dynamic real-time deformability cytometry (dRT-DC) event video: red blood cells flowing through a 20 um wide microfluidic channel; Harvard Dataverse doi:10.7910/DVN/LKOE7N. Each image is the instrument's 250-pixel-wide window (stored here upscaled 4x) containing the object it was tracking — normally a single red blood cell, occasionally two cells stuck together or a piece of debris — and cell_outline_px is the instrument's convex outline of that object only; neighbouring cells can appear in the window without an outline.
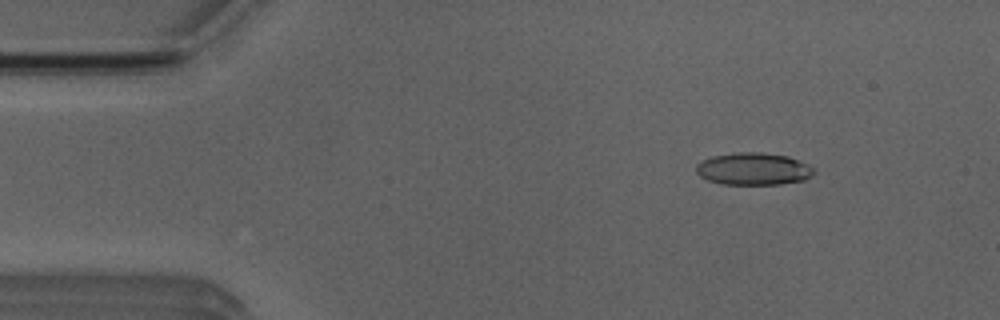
{"species": "Egyptian fruit bat (a non-hibernating species)", "species_latin": "Rousettus aegyptiacus", "temperature_condition": "room temperature", "stored_images_in_passage": 3, "camera_frame_rate_fps": 3000, "um_per_image_px": 0.085, "animal": {"sex": "male"}, "frame": {"image": 1, "passage_image": 1, "time_ms": 0.0, "image_size_px": [1000, 320], "cell_outline_px": [[816, 172], [812, 176], [804, 180], [780, 184], [724, 184], [708, 180], [700, 176], [696, 172], [696, 164], [700, 160], [712, 156], [736, 152], [760, 152], [788, 156], [808, 164]], "centroid_in_image_um": [64.03, 14.35], "position_along_channel_um": 21.0, "area_um2": 22.25}}